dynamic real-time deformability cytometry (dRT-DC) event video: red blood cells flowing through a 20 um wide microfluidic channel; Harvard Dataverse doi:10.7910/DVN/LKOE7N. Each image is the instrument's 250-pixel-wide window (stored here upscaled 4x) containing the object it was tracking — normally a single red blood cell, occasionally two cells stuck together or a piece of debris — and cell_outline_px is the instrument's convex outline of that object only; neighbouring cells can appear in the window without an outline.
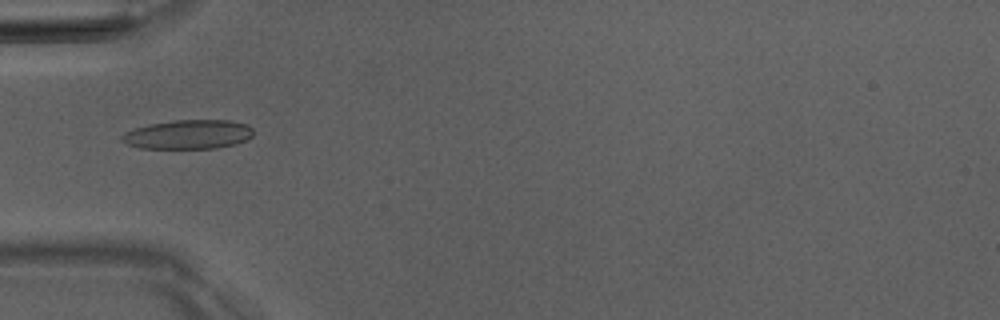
{"species": "Egyptian fruit bat (a non-hibernating species)", "species_latin": "Rousettus aegyptiacus", "temperature_condition": "room temperature", "stored_images_in_passage": 4, "camera_frame_rate_fps": 3000, "um_per_image_px": 0.085, "animal": {"sex": "male"}, "frame": {"image": 1, "passage_image": 4, "time_ms": 4.0, "image_size_px": [1000, 320], "cell_outline_px": [[252, 136], [248, 140], [236, 144], [216, 148], [140, 148], [128, 144], [120, 140], [120, 136], [124, 132], [148, 124], [176, 120], [228, 120], [248, 124], [252, 128]], "centroid_in_image_um": [16.01, 11.42], "position_along_channel_um": 69.0, "area_um2": 22.43}}